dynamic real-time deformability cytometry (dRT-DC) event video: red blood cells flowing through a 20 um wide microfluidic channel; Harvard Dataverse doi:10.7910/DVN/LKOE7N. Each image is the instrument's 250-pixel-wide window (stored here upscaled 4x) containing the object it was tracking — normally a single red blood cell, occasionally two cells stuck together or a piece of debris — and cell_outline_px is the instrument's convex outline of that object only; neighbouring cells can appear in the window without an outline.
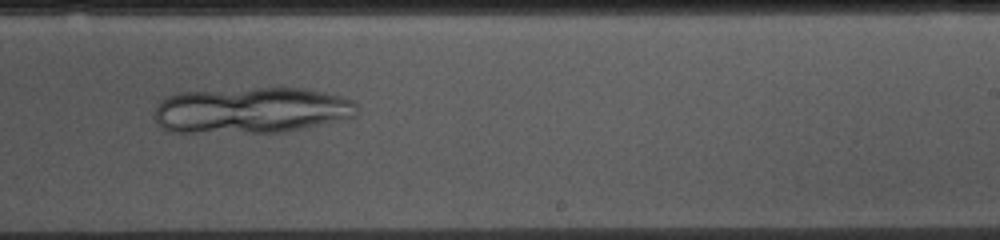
{"species": "common noctule bat (a hibernating species)", "species_latin": "Nyctalus noctula", "temperature_condition": "cold", "stored_images_in_passage": 53, "camera_frame_rate_fps": 3000, "um_per_image_px": 0.085, "animal": {"sex": "female", "body_mass_g": 10.0, "forearm_length_mm": 53.1}, "frame": {"image": 1, "passage_image": 31, "time_ms": 10.0, "image_size_px": [1000, 240], "cell_outline_px": [[356, 116], [304, 128], [284, 132], [168, 132], [156, 120], [156, 108], [168, 96], [180, 92], [256, 88], [308, 88], [340, 96], [352, 100], [356, 104]], "centroid_in_image_um": [21.4, 9.37], "position_along_channel_um": 267.6, "area_um2": 53.99}}